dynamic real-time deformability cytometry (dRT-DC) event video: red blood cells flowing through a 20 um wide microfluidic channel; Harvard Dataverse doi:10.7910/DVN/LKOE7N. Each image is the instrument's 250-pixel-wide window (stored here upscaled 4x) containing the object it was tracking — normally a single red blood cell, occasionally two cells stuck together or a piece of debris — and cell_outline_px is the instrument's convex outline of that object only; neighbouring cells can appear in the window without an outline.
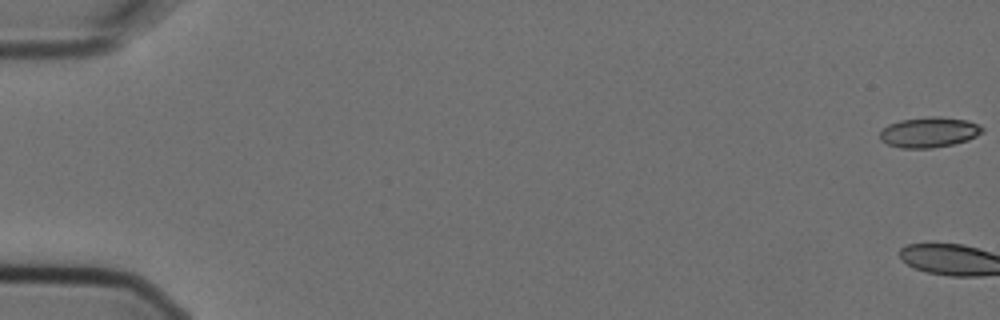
{"species": "Egyptian fruit bat (a non-hibernating species)", "species_latin": "Rousettus aegyptiacus", "temperature_condition": "cold", "stored_images_in_passage": 11, "camera_frame_rate_fps": 3000, "um_per_image_px": 0.085, "animal": {"sex": "female"}, "frame": {"image": 1, "passage_image": 1, "time_ms": 0.0, "image_size_px": [1000, 320], "cell_outline_px": [[984, 132], [968, 140], [952, 144], [932, 148], [900, 148], [888, 144], [880, 140], [880, 132], [888, 124], [900, 120], [928, 116], [940, 116], [968, 120], [980, 124], [984, 128]], "centroid_in_image_um": [79.0, 11.23], "position_along_channel_um": 6.0, "area_um2": 18.32}}
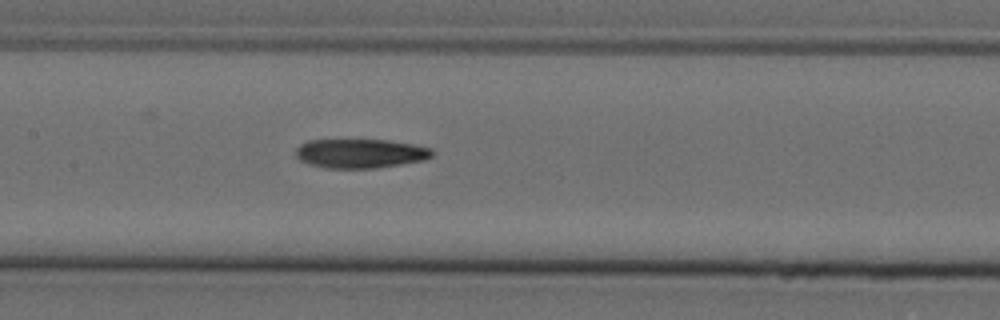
{"frame": {"image": 2, "passage_image": 11, "time_ms": 3.333, "image_size_px": [1000, 320], "cell_outline_px": [[436, 152], [432, 156], [424, 160], [376, 168], [324, 168], [308, 164], [300, 160], [296, 156], [296, 148], [300, 144], [308, 140], [388, 140], [412, 144], [432, 148]], "centroid_in_image_um": [30.63, 13.04], "position_along_channel_um": 176.8, "area_um2": 23.29}}